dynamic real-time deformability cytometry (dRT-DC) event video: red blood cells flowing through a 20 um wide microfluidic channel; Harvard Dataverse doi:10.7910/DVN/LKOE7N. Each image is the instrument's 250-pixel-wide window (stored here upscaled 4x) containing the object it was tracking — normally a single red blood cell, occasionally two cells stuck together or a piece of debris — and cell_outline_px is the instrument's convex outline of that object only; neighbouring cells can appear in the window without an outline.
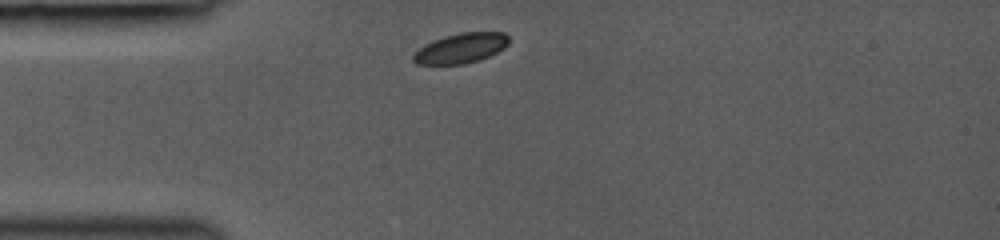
{"species": "common noctule bat (a hibernating species)", "species_latin": "Nyctalus noctula", "temperature_condition": "room temperature", "stored_images_in_passage": 13, "camera_frame_rate_fps": 3000, "um_per_image_px": 0.085, "animal": {"sex": "female", "body_mass_g": 19.0, "forearm_length_mm": 53.3}, "frame": {"image": 1, "passage_image": 1, "time_ms": 0.0, "image_size_px": [1000, 240], "cell_outline_px": [[508, 44], [504, 48], [480, 60], [464, 64], [416, 64], [412, 60], [412, 56], [424, 44], [432, 40], [444, 36], [460, 32], [504, 32], [508, 36]], "centroid_in_image_um": [39.16, 4.09], "position_along_channel_um": 45.8, "area_um2": 16.7}}
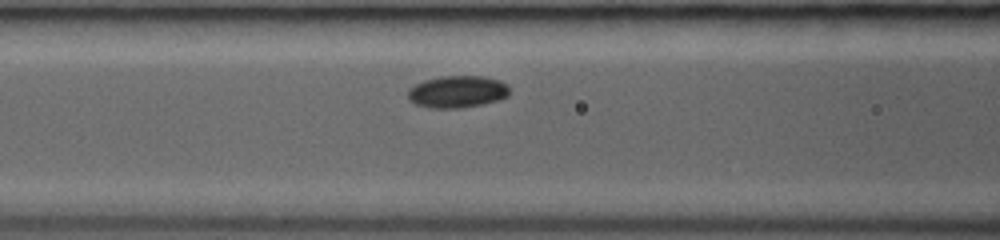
{"frame": {"image": 2, "passage_image": 6, "time_ms": 2.333, "image_size_px": [1000, 240], "cell_outline_px": [[508, 96], [484, 104], [460, 108], [428, 108], [416, 104], [408, 100], [408, 88], [424, 80], [440, 76], [484, 76], [500, 80], [508, 88]], "centroid_in_image_um": [38.83, 7.8], "position_along_channel_um": 127.8, "area_um2": 19.02}}
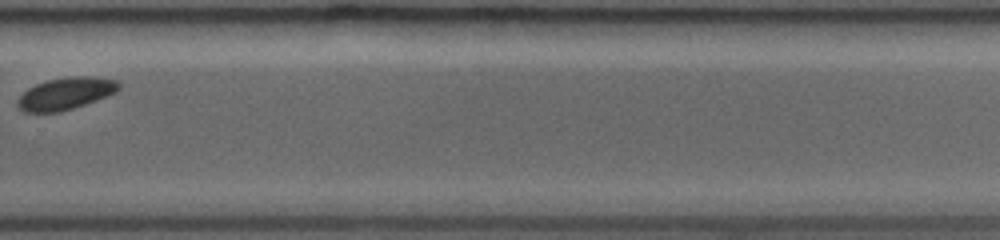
{"frame": {"image": 3, "passage_image": 13, "time_ms": 7.0, "image_size_px": [1000, 240], "cell_outline_px": [[120, 88], [116, 92], [96, 100], [60, 112], [24, 112], [16, 104], [16, 100], [28, 88], [36, 84], [48, 80], [72, 76], [92, 76], [116, 80], [120, 84]], "centroid_in_image_um": [5.57, 7.95], "position_along_channel_um": 324.2, "area_um2": 18.79}}